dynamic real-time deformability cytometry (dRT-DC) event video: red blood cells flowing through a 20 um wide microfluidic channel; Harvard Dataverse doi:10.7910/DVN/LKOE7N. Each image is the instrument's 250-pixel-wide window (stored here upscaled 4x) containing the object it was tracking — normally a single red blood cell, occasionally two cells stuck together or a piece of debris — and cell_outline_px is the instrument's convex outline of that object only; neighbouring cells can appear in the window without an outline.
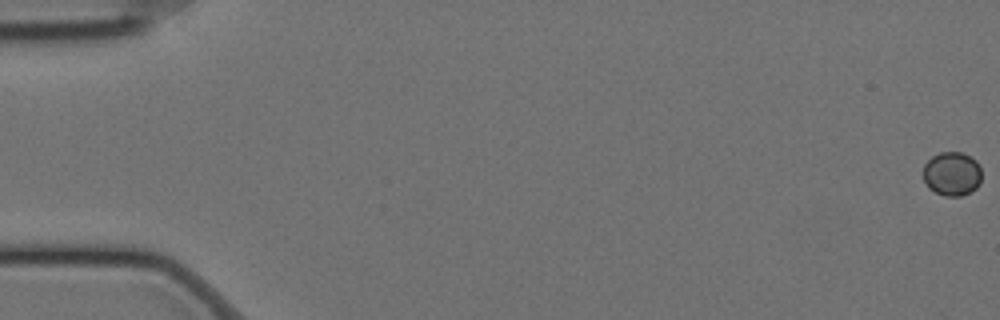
{"species": "Egyptian fruit bat (a non-hibernating species)", "species_latin": "Rousettus aegyptiacus", "temperature_condition": "cold", "stored_images_in_passage": 60, "camera_frame_rate_fps": 3000, "um_per_image_px": 0.085, "animal": {"sex": "female"}, "frame": {"image": 1, "passage_image": 1, "time_ms": 0.0, "image_size_px": [1000, 320], "cell_outline_px": [[980, 184], [976, 188], [960, 196], [944, 196], [928, 188], [924, 180], [924, 164], [932, 156], [940, 152], [960, 152], [976, 160], [980, 168]], "centroid_in_image_um": [80.9, 14.77], "position_along_channel_um": 4.1, "area_um2": 14.85}}
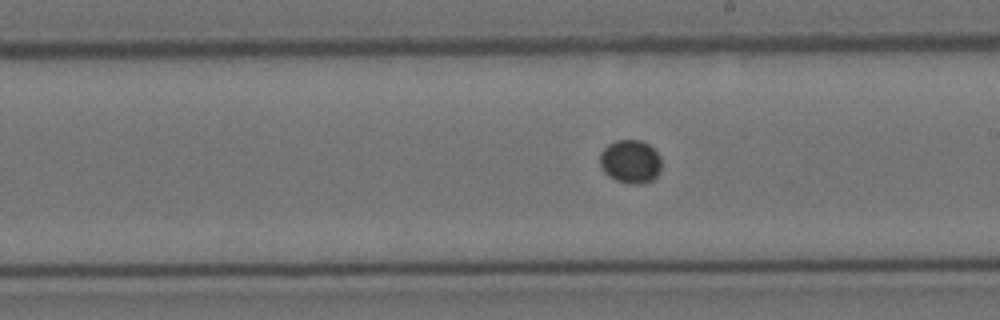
{"frame": {"image": 2, "passage_image": 35, "time_ms": 11.333, "image_size_px": [1000, 320], "cell_outline_px": [[660, 172], [652, 180], [640, 184], [632, 184], [616, 180], [608, 176], [600, 168], [600, 152], [608, 144], [616, 140], [640, 140], [648, 144], [660, 156]], "centroid_in_image_um": [53.56, 13.73], "position_along_channel_um": 235.4, "area_um2": 15.61}}
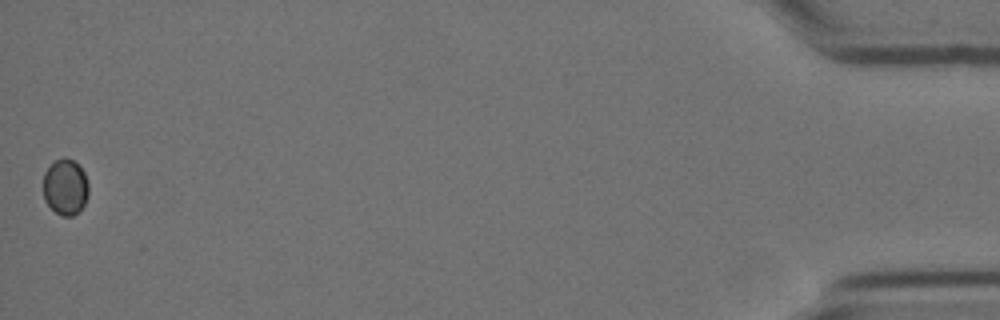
{"frame": {"image": 3, "passage_image": 60, "time_ms": 19.667, "image_size_px": [1000, 320], "cell_outline_px": [[88, 196], [84, 204], [72, 216], [60, 216], [44, 200], [44, 172], [56, 160], [64, 156], [72, 160], [84, 172], [88, 184]], "centroid_in_image_um": [5.55, 15.89], "position_along_channel_um": 429.6, "area_um2": 14.57}}